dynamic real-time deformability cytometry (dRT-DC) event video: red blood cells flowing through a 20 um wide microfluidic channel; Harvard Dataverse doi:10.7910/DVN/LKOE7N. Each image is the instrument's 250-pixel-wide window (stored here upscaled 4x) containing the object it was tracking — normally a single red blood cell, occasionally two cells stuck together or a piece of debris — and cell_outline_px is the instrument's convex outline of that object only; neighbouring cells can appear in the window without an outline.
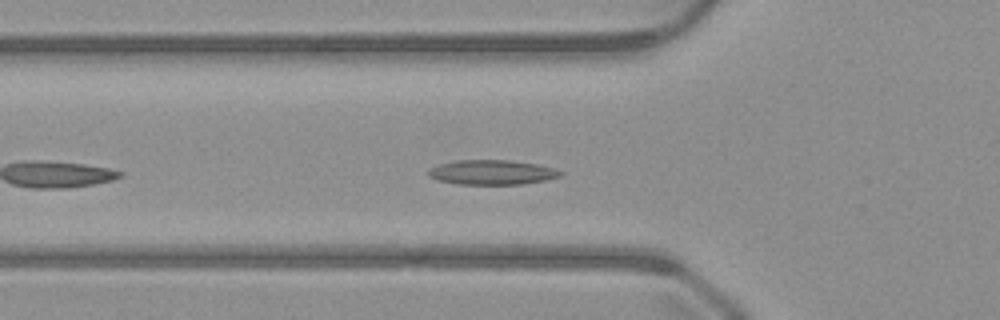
{"species": "common noctule bat (a hibernating species)", "species_latin": "Nyctalus noctula", "temperature_condition": "warm", "stored_images_in_passage": 15, "camera_frame_rate_fps": 3000, "um_per_image_px": 0.085, "animal": {"sex": "male", "body_mass_g": 23.1, "forearm_length_mm": 52.7}, "frame": {"image": 1, "passage_image": 5, "time_ms": 1.333, "image_size_px": [1000, 320], "cell_outline_px": [[564, 172], [560, 176], [548, 180], [524, 184], [456, 184], [436, 180], [428, 176], [428, 168], [440, 164], [456, 160], [508, 160], [536, 164], [552, 168]], "centroid_in_image_um": [41.79, 14.65], "position_along_channel_um": 84.0, "area_um2": 19.07}}
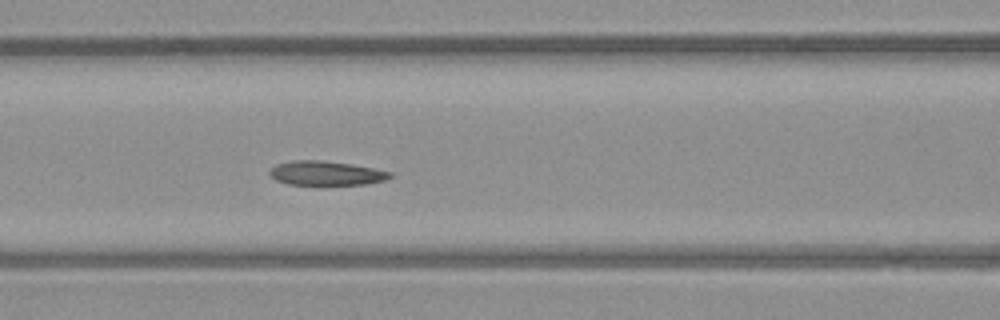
{"frame": {"image": 2, "passage_image": 9, "time_ms": 2.667, "image_size_px": [1000, 320], "cell_outline_px": [[392, 176], [384, 180], [364, 184], [288, 184], [276, 180], [268, 172], [276, 164], [292, 160], [320, 160], [352, 164], [392, 172]], "centroid_in_image_um": [27.7, 14.71], "position_along_channel_um": 138.9, "area_um2": 16.76}}